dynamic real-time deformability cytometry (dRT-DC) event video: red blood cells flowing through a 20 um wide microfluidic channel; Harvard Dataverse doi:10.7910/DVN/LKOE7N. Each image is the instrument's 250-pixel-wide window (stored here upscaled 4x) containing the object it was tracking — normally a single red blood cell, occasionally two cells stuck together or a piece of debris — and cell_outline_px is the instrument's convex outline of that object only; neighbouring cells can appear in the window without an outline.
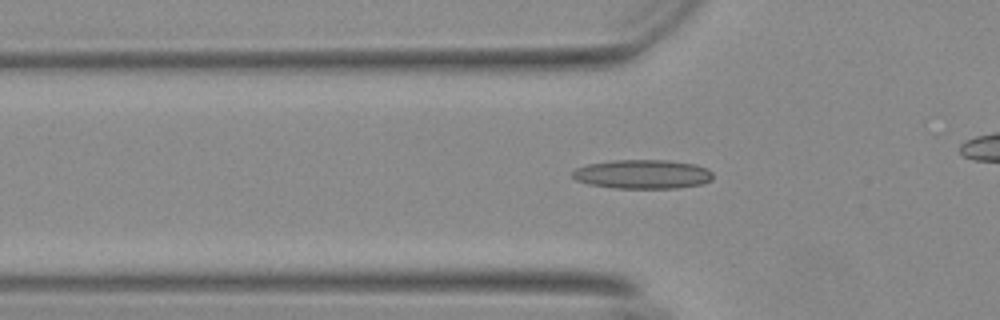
{"species": "Egyptian fruit bat (a non-hibernating species)", "species_latin": "Rousettus aegyptiacus", "temperature_condition": "warm", "stored_images_in_passage": 46, "camera_frame_rate_fps": 3000, "um_per_image_px": 0.085, "animal": {"sex": "female"}, "frame": {"image": 1, "passage_image": 19, "time_ms": 6.0, "image_size_px": [1000, 320], "cell_outline_px": [[712, 180], [700, 184], [676, 188], [616, 188], [588, 184], [576, 180], [572, 176], [572, 172], [576, 168], [588, 164], [612, 160], [668, 160], [696, 164], [712, 172]], "centroid_in_image_um": [54.6, 14.8], "position_along_channel_um": 71.2, "area_um2": 23.76}}
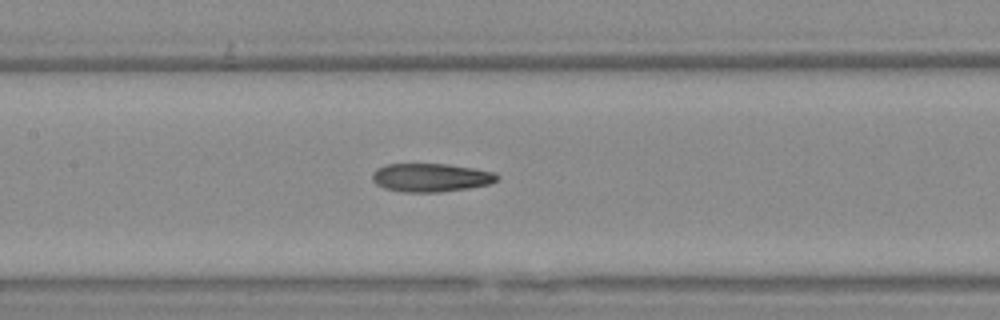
{"frame": {"image": 2, "passage_image": 27, "time_ms": 8.667, "image_size_px": [1000, 320], "cell_outline_px": [[496, 180], [488, 184], [468, 188], [436, 192], [404, 192], [384, 188], [372, 176], [376, 168], [388, 164], [448, 164], [496, 172]], "centroid_in_image_um": [36.63, 15.08], "position_along_channel_um": 170.8, "area_um2": 20.23}}
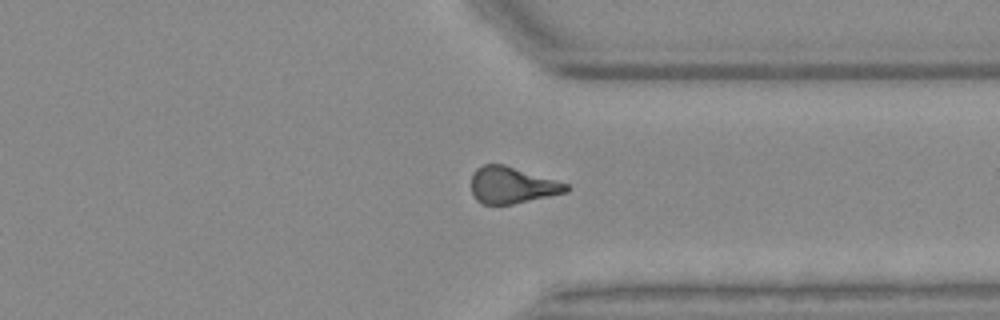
{"frame": {"image": 3, "passage_image": 43, "time_ms": 14.0, "image_size_px": [1000, 320], "cell_outline_px": [[568, 192], [512, 204], [480, 204], [476, 200], [472, 192], [472, 172], [476, 168], [484, 164], [504, 164], [568, 184]], "centroid_in_image_um": [43.49, 15.74], "position_along_channel_um": 367.9, "area_um2": 20.11}}